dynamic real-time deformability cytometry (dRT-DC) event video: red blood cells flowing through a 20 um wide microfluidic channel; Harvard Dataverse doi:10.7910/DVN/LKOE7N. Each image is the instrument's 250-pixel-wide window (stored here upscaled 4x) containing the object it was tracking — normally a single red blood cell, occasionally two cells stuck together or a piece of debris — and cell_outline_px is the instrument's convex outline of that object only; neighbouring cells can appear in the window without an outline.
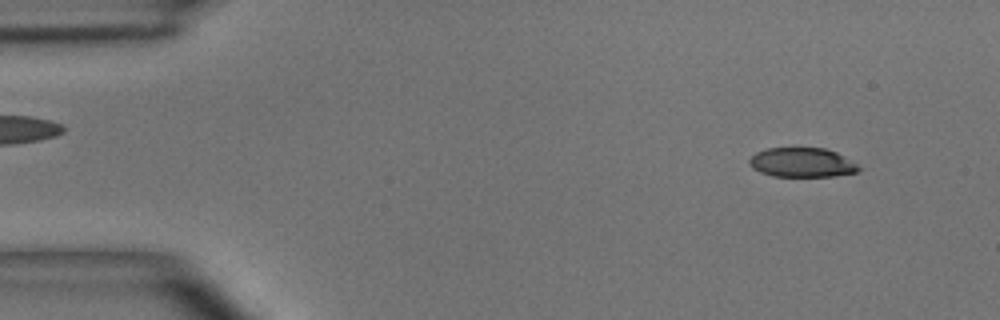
{"species": "common noctule bat (a hibernating species)", "species_latin": "Nyctalus noctula", "temperature_condition": "room temperature", "stored_images_in_passage": 3, "camera_frame_rate_fps": 3000, "um_per_image_px": 0.085, "animal": {"sex": "male", "body_mass_g": 15.6}, "frame": {"image": 1, "passage_image": 1, "time_ms": 0.0, "image_size_px": [1000, 320], "cell_outline_px": [[864, 168], [860, 172], [832, 176], [772, 176], [760, 172], [752, 168], [748, 160], [756, 152], [768, 148], [824, 148], [836, 152]], "centroid_in_image_um": [68.2, 13.82], "position_along_channel_um": 16.8, "area_um2": 18.79}}